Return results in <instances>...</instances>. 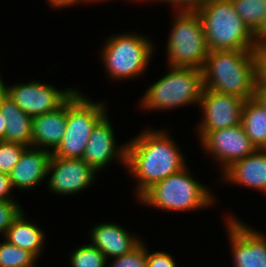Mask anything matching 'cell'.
Wrapping results in <instances>:
<instances>
[{"label": "cell", "instance_id": "5b68a950", "mask_svg": "<svg viewBox=\"0 0 266 267\" xmlns=\"http://www.w3.org/2000/svg\"><path fill=\"white\" fill-rule=\"evenodd\" d=\"M167 68V73L145 91L139 107L151 112L198 105L204 89L202 70L171 66Z\"/></svg>", "mask_w": 266, "mask_h": 267}, {"label": "cell", "instance_id": "d4e9b609", "mask_svg": "<svg viewBox=\"0 0 266 267\" xmlns=\"http://www.w3.org/2000/svg\"><path fill=\"white\" fill-rule=\"evenodd\" d=\"M27 147L5 141H0V172L10 174Z\"/></svg>", "mask_w": 266, "mask_h": 267}, {"label": "cell", "instance_id": "83f0119b", "mask_svg": "<svg viewBox=\"0 0 266 267\" xmlns=\"http://www.w3.org/2000/svg\"><path fill=\"white\" fill-rule=\"evenodd\" d=\"M147 267H177L175 259L165 251L150 252L146 246Z\"/></svg>", "mask_w": 266, "mask_h": 267}, {"label": "cell", "instance_id": "ba28073f", "mask_svg": "<svg viewBox=\"0 0 266 267\" xmlns=\"http://www.w3.org/2000/svg\"><path fill=\"white\" fill-rule=\"evenodd\" d=\"M168 36L167 66L202 69L209 54L203 24L197 12H174Z\"/></svg>", "mask_w": 266, "mask_h": 267}, {"label": "cell", "instance_id": "5bb4252c", "mask_svg": "<svg viewBox=\"0 0 266 267\" xmlns=\"http://www.w3.org/2000/svg\"><path fill=\"white\" fill-rule=\"evenodd\" d=\"M108 113L95 125L88 139V144L80 158L96 172L106 169L112 161L126 166L127 143L118 145Z\"/></svg>", "mask_w": 266, "mask_h": 267}, {"label": "cell", "instance_id": "9c48e42d", "mask_svg": "<svg viewBox=\"0 0 266 267\" xmlns=\"http://www.w3.org/2000/svg\"><path fill=\"white\" fill-rule=\"evenodd\" d=\"M3 90L27 115L34 117L59 108L77 89H59L51 84L33 81L4 85Z\"/></svg>", "mask_w": 266, "mask_h": 267}, {"label": "cell", "instance_id": "74e56055", "mask_svg": "<svg viewBox=\"0 0 266 267\" xmlns=\"http://www.w3.org/2000/svg\"><path fill=\"white\" fill-rule=\"evenodd\" d=\"M108 1H110V0H108ZM127 1H128V0H127ZM129 1H132V2H141V3H142V2H144V1H145V2H148L149 0H148V1H147V0H129ZM153 1H156V0H153Z\"/></svg>", "mask_w": 266, "mask_h": 267}, {"label": "cell", "instance_id": "f35d334b", "mask_svg": "<svg viewBox=\"0 0 266 267\" xmlns=\"http://www.w3.org/2000/svg\"><path fill=\"white\" fill-rule=\"evenodd\" d=\"M262 150L264 151V153L266 154V146L262 148Z\"/></svg>", "mask_w": 266, "mask_h": 267}, {"label": "cell", "instance_id": "3957f363", "mask_svg": "<svg viewBox=\"0 0 266 267\" xmlns=\"http://www.w3.org/2000/svg\"><path fill=\"white\" fill-rule=\"evenodd\" d=\"M213 194L205 184L193 178L187 166L180 172L153 184L138 201L161 211L186 212L211 207L216 200Z\"/></svg>", "mask_w": 266, "mask_h": 267}, {"label": "cell", "instance_id": "f546056e", "mask_svg": "<svg viewBox=\"0 0 266 267\" xmlns=\"http://www.w3.org/2000/svg\"><path fill=\"white\" fill-rule=\"evenodd\" d=\"M158 2H168L172 5V11L176 12H196L202 8L209 0H156Z\"/></svg>", "mask_w": 266, "mask_h": 267}, {"label": "cell", "instance_id": "e575fe53", "mask_svg": "<svg viewBox=\"0 0 266 267\" xmlns=\"http://www.w3.org/2000/svg\"><path fill=\"white\" fill-rule=\"evenodd\" d=\"M6 120L4 119V116L0 112V141H4V134L6 130Z\"/></svg>", "mask_w": 266, "mask_h": 267}, {"label": "cell", "instance_id": "7a4b0ae2", "mask_svg": "<svg viewBox=\"0 0 266 267\" xmlns=\"http://www.w3.org/2000/svg\"><path fill=\"white\" fill-rule=\"evenodd\" d=\"M202 70L204 89L254 97L257 85L255 50L209 51Z\"/></svg>", "mask_w": 266, "mask_h": 267}, {"label": "cell", "instance_id": "8d00e7d4", "mask_svg": "<svg viewBox=\"0 0 266 267\" xmlns=\"http://www.w3.org/2000/svg\"><path fill=\"white\" fill-rule=\"evenodd\" d=\"M6 83H4L3 78L0 76V90H3V87Z\"/></svg>", "mask_w": 266, "mask_h": 267}, {"label": "cell", "instance_id": "d6986e66", "mask_svg": "<svg viewBox=\"0 0 266 267\" xmlns=\"http://www.w3.org/2000/svg\"><path fill=\"white\" fill-rule=\"evenodd\" d=\"M0 112L6 120L4 141L31 147L33 117L24 113L4 90H0Z\"/></svg>", "mask_w": 266, "mask_h": 267}, {"label": "cell", "instance_id": "4316f807", "mask_svg": "<svg viewBox=\"0 0 266 267\" xmlns=\"http://www.w3.org/2000/svg\"><path fill=\"white\" fill-rule=\"evenodd\" d=\"M23 211L16 201H0V234L5 236L8 228Z\"/></svg>", "mask_w": 266, "mask_h": 267}, {"label": "cell", "instance_id": "603a6c76", "mask_svg": "<svg viewBox=\"0 0 266 267\" xmlns=\"http://www.w3.org/2000/svg\"><path fill=\"white\" fill-rule=\"evenodd\" d=\"M37 260L31 252L7 240L0 243V267H36Z\"/></svg>", "mask_w": 266, "mask_h": 267}, {"label": "cell", "instance_id": "52a82bcc", "mask_svg": "<svg viewBox=\"0 0 266 267\" xmlns=\"http://www.w3.org/2000/svg\"><path fill=\"white\" fill-rule=\"evenodd\" d=\"M105 102H93L78 89L67 99L66 129L53 156L80 159L95 125L108 113Z\"/></svg>", "mask_w": 266, "mask_h": 267}, {"label": "cell", "instance_id": "6da1fadb", "mask_svg": "<svg viewBox=\"0 0 266 267\" xmlns=\"http://www.w3.org/2000/svg\"><path fill=\"white\" fill-rule=\"evenodd\" d=\"M126 143L125 167L136 178L137 199L153 184L188 166L176 140L162 128L147 127Z\"/></svg>", "mask_w": 266, "mask_h": 267}, {"label": "cell", "instance_id": "d590c367", "mask_svg": "<svg viewBox=\"0 0 266 267\" xmlns=\"http://www.w3.org/2000/svg\"><path fill=\"white\" fill-rule=\"evenodd\" d=\"M86 1H87L88 3H90V4H91V3H92V4H93V3L95 4V3H100V2L103 3V2L108 1V0H86Z\"/></svg>", "mask_w": 266, "mask_h": 267}, {"label": "cell", "instance_id": "ac0fdd59", "mask_svg": "<svg viewBox=\"0 0 266 267\" xmlns=\"http://www.w3.org/2000/svg\"><path fill=\"white\" fill-rule=\"evenodd\" d=\"M67 100L56 110L34 116L31 146L53 152L66 129Z\"/></svg>", "mask_w": 266, "mask_h": 267}, {"label": "cell", "instance_id": "8992f818", "mask_svg": "<svg viewBox=\"0 0 266 267\" xmlns=\"http://www.w3.org/2000/svg\"><path fill=\"white\" fill-rule=\"evenodd\" d=\"M154 46L148 37L138 33L112 34L100 53L107 77L115 81L137 79L147 71Z\"/></svg>", "mask_w": 266, "mask_h": 267}, {"label": "cell", "instance_id": "e0dca14e", "mask_svg": "<svg viewBox=\"0 0 266 267\" xmlns=\"http://www.w3.org/2000/svg\"><path fill=\"white\" fill-rule=\"evenodd\" d=\"M90 244L96 246L110 260L117 256L127 254L136 248L142 240L130 234L119 224L99 223L90 228Z\"/></svg>", "mask_w": 266, "mask_h": 267}, {"label": "cell", "instance_id": "d6a6232c", "mask_svg": "<svg viewBox=\"0 0 266 267\" xmlns=\"http://www.w3.org/2000/svg\"><path fill=\"white\" fill-rule=\"evenodd\" d=\"M258 45L266 44V16L260 29L254 34Z\"/></svg>", "mask_w": 266, "mask_h": 267}, {"label": "cell", "instance_id": "836d02e7", "mask_svg": "<svg viewBox=\"0 0 266 267\" xmlns=\"http://www.w3.org/2000/svg\"><path fill=\"white\" fill-rule=\"evenodd\" d=\"M254 97L266 109V88L265 87H256L255 92H254Z\"/></svg>", "mask_w": 266, "mask_h": 267}, {"label": "cell", "instance_id": "30bf717a", "mask_svg": "<svg viewBox=\"0 0 266 267\" xmlns=\"http://www.w3.org/2000/svg\"><path fill=\"white\" fill-rule=\"evenodd\" d=\"M234 216H226L224 221L233 267H266V234Z\"/></svg>", "mask_w": 266, "mask_h": 267}, {"label": "cell", "instance_id": "277c9868", "mask_svg": "<svg viewBox=\"0 0 266 267\" xmlns=\"http://www.w3.org/2000/svg\"><path fill=\"white\" fill-rule=\"evenodd\" d=\"M196 12L201 18L209 51L257 48L254 34L237 14L231 0H209Z\"/></svg>", "mask_w": 266, "mask_h": 267}, {"label": "cell", "instance_id": "8fae6325", "mask_svg": "<svg viewBox=\"0 0 266 267\" xmlns=\"http://www.w3.org/2000/svg\"><path fill=\"white\" fill-rule=\"evenodd\" d=\"M199 142L205 153L219 162L221 173L257 150L241 124L207 132Z\"/></svg>", "mask_w": 266, "mask_h": 267}, {"label": "cell", "instance_id": "2e32d148", "mask_svg": "<svg viewBox=\"0 0 266 267\" xmlns=\"http://www.w3.org/2000/svg\"><path fill=\"white\" fill-rule=\"evenodd\" d=\"M220 175L225 183L243 185L266 194V154L262 149H257L232 163Z\"/></svg>", "mask_w": 266, "mask_h": 267}, {"label": "cell", "instance_id": "7c38bea8", "mask_svg": "<svg viewBox=\"0 0 266 267\" xmlns=\"http://www.w3.org/2000/svg\"><path fill=\"white\" fill-rule=\"evenodd\" d=\"M244 102L241 97L203 89L199 102L203 116L197 125L199 140L207 132L241 124Z\"/></svg>", "mask_w": 266, "mask_h": 267}, {"label": "cell", "instance_id": "7402d4cb", "mask_svg": "<svg viewBox=\"0 0 266 267\" xmlns=\"http://www.w3.org/2000/svg\"><path fill=\"white\" fill-rule=\"evenodd\" d=\"M235 11L250 31L255 34L266 16V0H231Z\"/></svg>", "mask_w": 266, "mask_h": 267}, {"label": "cell", "instance_id": "4fadbf2b", "mask_svg": "<svg viewBox=\"0 0 266 267\" xmlns=\"http://www.w3.org/2000/svg\"><path fill=\"white\" fill-rule=\"evenodd\" d=\"M48 190L59 195H74L89 188L97 172L81 159L51 155L48 166ZM96 174V175H95Z\"/></svg>", "mask_w": 266, "mask_h": 267}, {"label": "cell", "instance_id": "44dd1931", "mask_svg": "<svg viewBox=\"0 0 266 267\" xmlns=\"http://www.w3.org/2000/svg\"><path fill=\"white\" fill-rule=\"evenodd\" d=\"M241 125L257 149L266 146V109L255 97L245 100Z\"/></svg>", "mask_w": 266, "mask_h": 267}, {"label": "cell", "instance_id": "4dcf8cb0", "mask_svg": "<svg viewBox=\"0 0 266 267\" xmlns=\"http://www.w3.org/2000/svg\"><path fill=\"white\" fill-rule=\"evenodd\" d=\"M13 189L9 174L0 172V201H15L11 195Z\"/></svg>", "mask_w": 266, "mask_h": 267}, {"label": "cell", "instance_id": "f1b7e54d", "mask_svg": "<svg viewBox=\"0 0 266 267\" xmlns=\"http://www.w3.org/2000/svg\"><path fill=\"white\" fill-rule=\"evenodd\" d=\"M256 55V87L266 88V44H260L255 49Z\"/></svg>", "mask_w": 266, "mask_h": 267}, {"label": "cell", "instance_id": "1f68e13d", "mask_svg": "<svg viewBox=\"0 0 266 267\" xmlns=\"http://www.w3.org/2000/svg\"><path fill=\"white\" fill-rule=\"evenodd\" d=\"M49 6L53 9L55 8L56 9H62L63 8H66V7H69V6H73V5H76V4H83V3H86V4H89L86 0H47ZM82 2V3H81Z\"/></svg>", "mask_w": 266, "mask_h": 267}, {"label": "cell", "instance_id": "484cf974", "mask_svg": "<svg viewBox=\"0 0 266 267\" xmlns=\"http://www.w3.org/2000/svg\"><path fill=\"white\" fill-rule=\"evenodd\" d=\"M109 267H147L146 244L144 241L131 252L114 257Z\"/></svg>", "mask_w": 266, "mask_h": 267}, {"label": "cell", "instance_id": "ffe728a7", "mask_svg": "<svg viewBox=\"0 0 266 267\" xmlns=\"http://www.w3.org/2000/svg\"><path fill=\"white\" fill-rule=\"evenodd\" d=\"M45 235L44 231L34 222H30L22 211L8 228L4 239L16 247L31 252L39 259L45 248L43 246L46 241Z\"/></svg>", "mask_w": 266, "mask_h": 267}, {"label": "cell", "instance_id": "cb8c5ba5", "mask_svg": "<svg viewBox=\"0 0 266 267\" xmlns=\"http://www.w3.org/2000/svg\"><path fill=\"white\" fill-rule=\"evenodd\" d=\"M70 253L71 267H106L109 264L106 256L90 243L79 246Z\"/></svg>", "mask_w": 266, "mask_h": 267}, {"label": "cell", "instance_id": "9a60e30c", "mask_svg": "<svg viewBox=\"0 0 266 267\" xmlns=\"http://www.w3.org/2000/svg\"><path fill=\"white\" fill-rule=\"evenodd\" d=\"M51 155V151L27 147L9 174L13 188L28 191L43 183L48 176Z\"/></svg>", "mask_w": 266, "mask_h": 267}]
</instances>
